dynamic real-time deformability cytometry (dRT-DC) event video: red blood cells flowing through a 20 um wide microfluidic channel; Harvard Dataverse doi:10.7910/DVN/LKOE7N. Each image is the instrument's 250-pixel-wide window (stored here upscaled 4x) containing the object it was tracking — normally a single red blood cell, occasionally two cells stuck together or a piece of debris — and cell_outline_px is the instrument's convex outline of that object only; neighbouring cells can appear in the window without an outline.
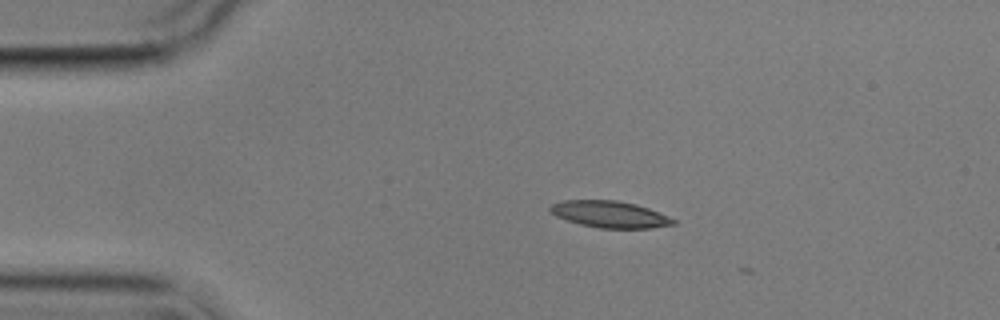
{"species": "common noctule bat (a hibernating species)", "species_latin": "Nyctalus noctula", "temperature_condition": "cold", "stored_images_in_passage": 6, "camera_frame_rate_fps": 3000, "um_per_image_px": 0.085, "animal": {"sex": "male", "body_mass_g": 17.9}, "frame": {"image": 1, "passage_image": 1, "time_ms": 0.0, "image_size_px": [1000, 320], "cell_outline_px": [[676, 224], [652, 228], [600, 228], [580, 224], [556, 216], [548, 208], [552, 204], [564, 200], [616, 200], [636, 204], [648, 208], [668, 216], [676, 220]], "centroid_in_image_um": [51.85, 18.21], "position_along_channel_um": 33.1, "area_um2": 19.02}}
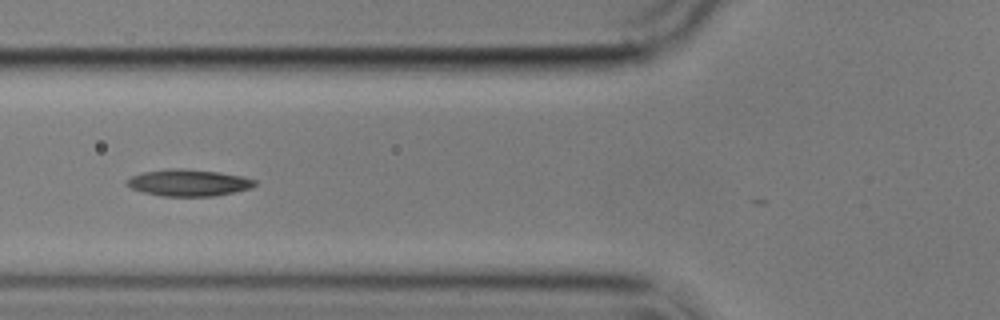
{"frame": {"image": 2, "passage_image": 4, "time_ms": 3.333, "image_size_px": [1000, 320], "cell_outline_px": [[256, 184], [252, 188], [216, 196], [160, 196], [144, 192], [132, 188], [124, 184], [132, 176], [144, 172], [168, 168], [180, 168], [220, 172], [244, 176], [256, 180]], "centroid_in_image_um": [16.06, 15.53], "position_along_channel_um": 109.7, "area_um2": 20.0}}
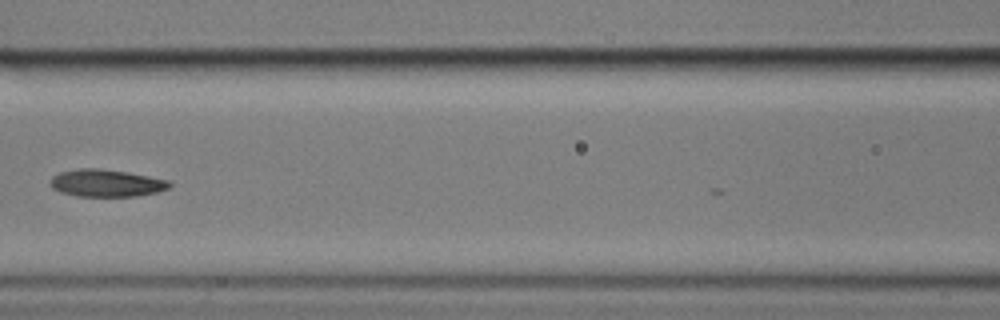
{"frame": {"image": 3, "passage_image": 5, "time_ms": 4.667, "image_size_px": [1000, 320], "cell_outline_px": [[172, 184], [168, 188], [156, 192], [136, 196], [76, 196], [60, 192], [52, 188], [48, 184], [52, 176], [60, 172], [80, 168], [100, 168], [128, 172], [172, 180]], "centroid_in_image_um": [9.03, 15.55], "position_along_channel_um": 157.6, "area_um2": 19.19}}